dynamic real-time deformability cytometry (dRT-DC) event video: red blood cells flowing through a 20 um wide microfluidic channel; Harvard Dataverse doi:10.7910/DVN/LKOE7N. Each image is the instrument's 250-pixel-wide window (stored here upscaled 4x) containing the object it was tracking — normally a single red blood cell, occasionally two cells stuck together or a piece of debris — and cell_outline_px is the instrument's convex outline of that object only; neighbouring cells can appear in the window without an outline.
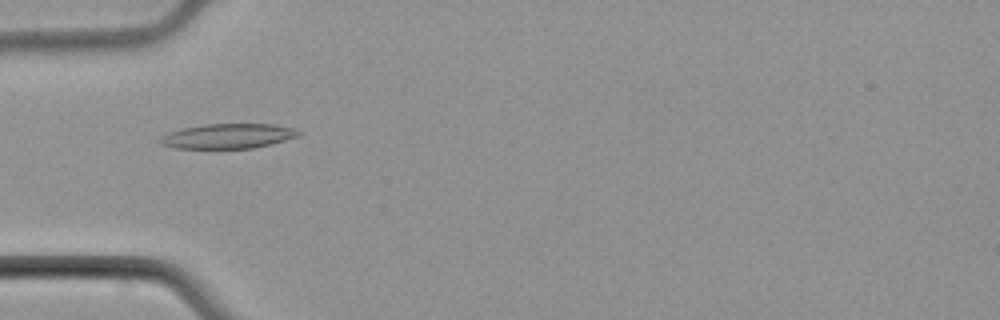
{"species": "common noctule bat (a hibernating species)", "species_latin": "Nyctalus noctula", "temperature_condition": "cold", "stored_images_in_passage": 3, "camera_frame_rate_fps": 3000, "um_per_image_px": 0.085, "animal": {"sex": "male", "body_mass_g": 21.5, "forearm_length_mm": 52.0}, "frame": {"image": 1, "passage_image": 1, "time_ms": 0.0, "image_size_px": [1000, 320], "cell_outline_px": [[300, 136], [272, 144], [252, 148], [176, 148], [160, 144], [156, 140], [160, 136], [168, 132], [184, 128], [204, 124], [272, 124], [292, 128], [300, 132]], "centroid_in_image_um": [19.34, 11.57], "position_along_channel_um": 65.7, "area_um2": 20.06}}
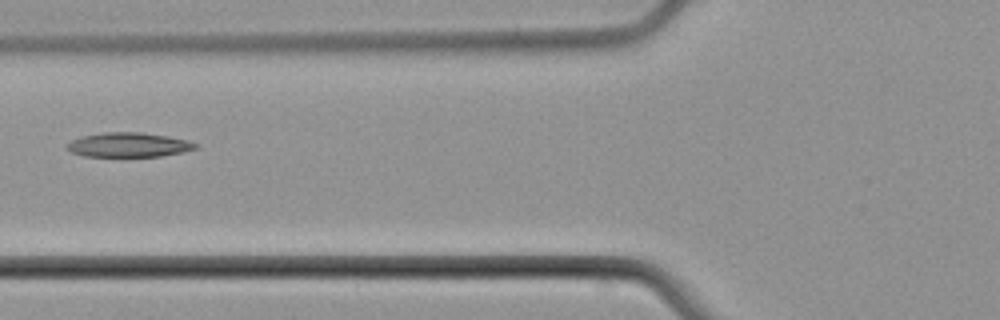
{"frame": {"image": 2, "passage_image": 2, "time_ms": 1.333, "image_size_px": [1000, 320], "cell_outline_px": [[200, 148], [184, 152], [160, 156], [84, 156], [72, 152], [64, 148], [64, 144], [80, 136], [104, 132], [140, 132], [168, 136], [188, 140], [200, 144]], "centroid_in_image_um": [10.95, 12.3], "position_along_channel_um": 114.9, "area_um2": 18.61}}
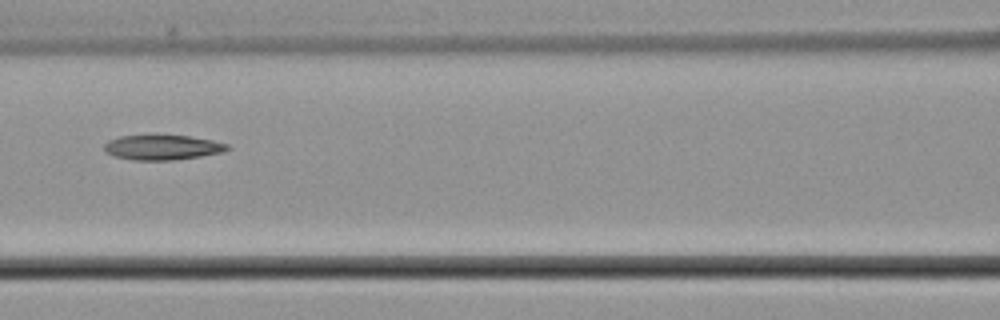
{"frame": {"image": 3, "passage_image": 3, "time_ms": 2.333, "image_size_px": [1000, 320], "cell_outline_px": [[232, 148], [224, 152], [200, 156], [172, 160], [132, 160], [112, 156], [104, 148], [104, 144], [108, 140], [120, 136], [188, 136], [212, 140], [228, 144]], "centroid_in_image_um": [13.82, 12.54], "position_along_channel_um": 152.8, "area_um2": 17.74}}